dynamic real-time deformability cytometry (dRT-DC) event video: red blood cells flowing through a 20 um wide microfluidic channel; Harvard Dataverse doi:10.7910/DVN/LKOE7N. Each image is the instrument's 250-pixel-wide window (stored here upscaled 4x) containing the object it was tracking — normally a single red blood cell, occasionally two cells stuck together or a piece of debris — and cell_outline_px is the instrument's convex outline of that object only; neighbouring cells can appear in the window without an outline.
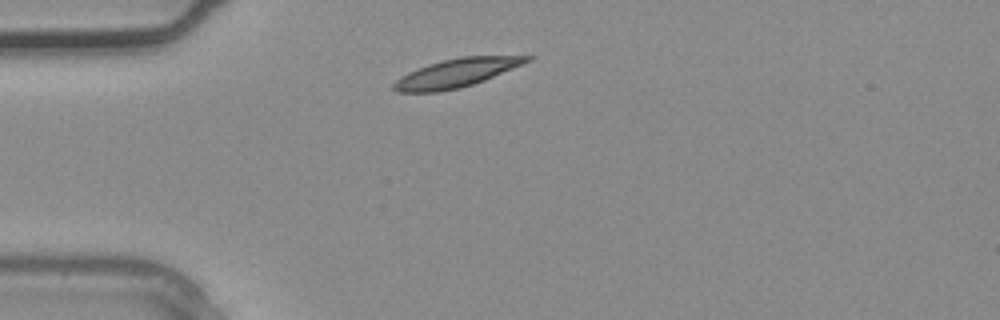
{"species": "common noctule bat (a hibernating species)", "species_latin": "Nyctalus noctula", "temperature_condition": "warm", "stored_images_in_passage": 1, "camera_frame_rate_fps": 3000, "um_per_image_px": 0.085, "animal": {"sex": "male", "body_mass_g": 20.4}, "frame": {"image": 1, "passage_image": 1, "time_ms": 0.0, "image_size_px": [1000, 320], "cell_outline_px": [[536, 56], [532, 60], [484, 80], [460, 88], [436, 92], [396, 92], [392, 88], [392, 84], [396, 80], [408, 72], [428, 64], [460, 56]], "centroid_in_image_um": [38.77, 6.2], "position_along_channel_um": 46.2, "area_um2": 21.91}}